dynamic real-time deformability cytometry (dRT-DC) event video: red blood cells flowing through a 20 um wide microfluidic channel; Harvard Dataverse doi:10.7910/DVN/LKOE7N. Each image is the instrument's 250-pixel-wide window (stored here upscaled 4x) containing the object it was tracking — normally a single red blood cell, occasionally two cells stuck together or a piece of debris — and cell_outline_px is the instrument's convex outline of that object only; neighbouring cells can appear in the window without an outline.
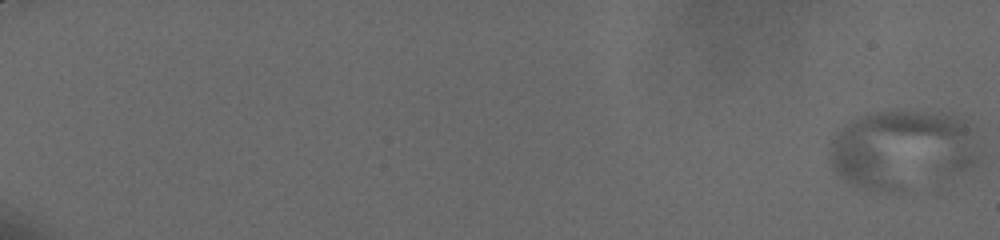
{"species": "human", "species_latin": "Homo sapiens", "temperature_condition": "cold", "stored_images_in_passage": 3, "camera_frame_rate_fps": 3000, "um_per_image_px": 0.085, "donor": {"sex": "male"}, "frame": {"image": 1, "passage_image": 1, "time_ms": 0.0, "image_size_px": [1000, 240], "cell_outline_px": [[980, 156], [976, 164], [968, 168], [904, 188], [880, 192], [864, 188], [852, 184], [836, 176], [828, 160], [828, 152], [832, 136], [836, 132], [852, 120], [868, 112], [896, 108], [940, 112], [964, 120], [972, 128], [980, 148]], "centroid_in_image_um": [76.64, 12.63], "position_along_channel_um": 8.4, "area_um2": 69.59}}